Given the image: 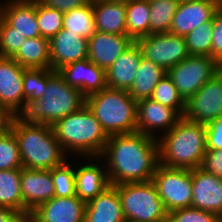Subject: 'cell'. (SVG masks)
Here are the masks:
<instances>
[{
	"label": "cell",
	"instance_id": "1",
	"mask_svg": "<svg viewBox=\"0 0 222 222\" xmlns=\"http://www.w3.org/2000/svg\"><path fill=\"white\" fill-rule=\"evenodd\" d=\"M100 158L110 185L148 182L160 164L158 141L139 132L111 135Z\"/></svg>",
	"mask_w": 222,
	"mask_h": 222
},
{
	"label": "cell",
	"instance_id": "2",
	"mask_svg": "<svg viewBox=\"0 0 222 222\" xmlns=\"http://www.w3.org/2000/svg\"><path fill=\"white\" fill-rule=\"evenodd\" d=\"M11 131L16 137L23 168L51 170L70 158L62 149L50 125L16 116Z\"/></svg>",
	"mask_w": 222,
	"mask_h": 222
},
{
	"label": "cell",
	"instance_id": "31",
	"mask_svg": "<svg viewBox=\"0 0 222 222\" xmlns=\"http://www.w3.org/2000/svg\"><path fill=\"white\" fill-rule=\"evenodd\" d=\"M179 1L149 0L150 34L169 33Z\"/></svg>",
	"mask_w": 222,
	"mask_h": 222
},
{
	"label": "cell",
	"instance_id": "35",
	"mask_svg": "<svg viewBox=\"0 0 222 222\" xmlns=\"http://www.w3.org/2000/svg\"><path fill=\"white\" fill-rule=\"evenodd\" d=\"M67 159L63 164L51 169L54 185V196L72 197L76 196L75 187V163ZM74 165V166H73Z\"/></svg>",
	"mask_w": 222,
	"mask_h": 222
},
{
	"label": "cell",
	"instance_id": "38",
	"mask_svg": "<svg viewBox=\"0 0 222 222\" xmlns=\"http://www.w3.org/2000/svg\"><path fill=\"white\" fill-rule=\"evenodd\" d=\"M25 39V35L15 31V28L4 19L0 27V56L12 58Z\"/></svg>",
	"mask_w": 222,
	"mask_h": 222
},
{
	"label": "cell",
	"instance_id": "26",
	"mask_svg": "<svg viewBox=\"0 0 222 222\" xmlns=\"http://www.w3.org/2000/svg\"><path fill=\"white\" fill-rule=\"evenodd\" d=\"M167 75V71L142 57L133 84L128 90L133 100L150 99L156 85Z\"/></svg>",
	"mask_w": 222,
	"mask_h": 222
},
{
	"label": "cell",
	"instance_id": "13",
	"mask_svg": "<svg viewBox=\"0 0 222 222\" xmlns=\"http://www.w3.org/2000/svg\"><path fill=\"white\" fill-rule=\"evenodd\" d=\"M181 118L173 108L152 99L137 102V132L141 134L157 139L169 132Z\"/></svg>",
	"mask_w": 222,
	"mask_h": 222
},
{
	"label": "cell",
	"instance_id": "49",
	"mask_svg": "<svg viewBox=\"0 0 222 222\" xmlns=\"http://www.w3.org/2000/svg\"><path fill=\"white\" fill-rule=\"evenodd\" d=\"M20 222H32L29 218H23Z\"/></svg>",
	"mask_w": 222,
	"mask_h": 222
},
{
	"label": "cell",
	"instance_id": "24",
	"mask_svg": "<svg viewBox=\"0 0 222 222\" xmlns=\"http://www.w3.org/2000/svg\"><path fill=\"white\" fill-rule=\"evenodd\" d=\"M4 19L26 38L41 36L36 18V0L4 1Z\"/></svg>",
	"mask_w": 222,
	"mask_h": 222
},
{
	"label": "cell",
	"instance_id": "37",
	"mask_svg": "<svg viewBox=\"0 0 222 222\" xmlns=\"http://www.w3.org/2000/svg\"><path fill=\"white\" fill-rule=\"evenodd\" d=\"M23 167L18 144L10 130L0 136V170L21 169Z\"/></svg>",
	"mask_w": 222,
	"mask_h": 222
},
{
	"label": "cell",
	"instance_id": "22",
	"mask_svg": "<svg viewBox=\"0 0 222 222\" xmlns=\"http://www.w3.org/2000/svg\"><path fill=\"white\" fill-rule=\"evenodd\" d=\"M84 222H126L118 190L109 185L85 205Z\"/></svg>",
	"mask_w": 222,
	"mask_h": 222
},
{
	"label": "cell",
	"instance_id": "42",
	"mask_svg": "<svg viewBox=\"0 0 222 222\" xmlns=\"http://www.w3.org/2000/svg\"><path fill=\"white\" fill-rule=\"evenodd\" d=\"M206 149H222V115L206 124Z\"/></svg>",
	"mask_w": 222,
	"mask_h": 222
},
{
	"label": "cell",
	"instance_id": "8",
	"mask_svg": "<svg viewBox=\"0 0 222 222\" xmlns=\"http://www.w3.org/2000/svg\"><path fill=\"white\" fill-rule=\"evenodd\" d=\"M167 212L191 207L192 169L158 165L151 180Z\"/></svg>",
	"mask_w": 222,
	"mask_h": 222
},
{
	"label": "cell",
	"instance_id": "30",
	"mask_svg": "<svg viewBox=\"0 0 222 222\" xmlns=\"http://www.w3.org/2000/svg\"><path fill=\"white\" fill-rule=\"evenodd\" d=\"M63 29L89 39L96 32L92 1L64 13Z\"/></svg>",
	"mask_w": 222,
	"mask_h": 222
},
{
	"label": "cell",
	"instance_id": "10",
	"mask_svg": "<svg viewBox=\"0 0 222 222\" xmlns=\"http://www.w3.org/2000/svg\"><path fill=\"white\" fill-rule=\"evenodd\" d=\"M135 42L140 47L144 59L157 64L166 71L190 55L185 36L153 33L137 39Z\"/></svg>",
	"mask_w": 222,
	"mask_h": 222
},
{
	"label": "cell",
	"instance_id": "25",
	"mask_svg": "<svg viewBox=\"0 0 222 222\" xmlns=\"http://www.w3.org/2000/svg\"><path fill=\"white\" fill-rule=\"evenodd\" d=\"M96 31L126 34V2L92 0Z\"/></svg>",
	"mask_w": 222,
	"mask_h": 222
},
{
	"label": "cell",
	"instance_id": "15",
	"mask_svg": "<svg viewBox=\"0 0 222 222\" xmlns=\"http://www.w3.org/2000/svg\"><path fill=\"white\" fill-rule=\"evenodd\" d=\"M191 207L222 216V179L203 168L192 169Z\"/></svg>",
	"mask_w": 222,
	"mask_h": 222
},
{
	"label": "cell",
	"instance_id": "7",
	"mask_svg": "<svg viewBox=\"0 0 222 222\" xmlns=\"http://www.w3.org/2000/svg\"><path fill=\"white\" fill-rule=\"evenodd\" d=\"M126 222H167L168 212L152 181L114 185Z\"/></svg>",
	"mask_w": 222,
	"mask_h": 222
},
{
	"label": "cell",
	"instance_id": "17",
	"mask_svg": "<svg viewBox=\"0 0 222 222\" xmlns=\"http://www.w3.org/2000/svg\"><path fill=\"white\" fill-rule=\"evenodd\" d=\"M85 163L75 166L76 196L85 203L95 198L109 185L105 162L100 157H85ZM100 163H99V162ZM103 163V164H102ZM104 165V166H103Z\"/></svg>",
	"mask_w": 222,
	"mask_h": 222
},
{
	"label": "cell",
	"instance_id": "23",
	"mask_svg": "<svg viewBox=\"0 0 222 222\" xmlns=\"http://www.w3.org/2000/svg\"><path fill=\"white\" fill-rule=\"evenodd\" d=\"M141 59V49L136 42H133L106 70L107 87L128 91L133 84Z\"/></svg>",
	"mask_w": 222,
	"mask_h": 222
},
{
	"label": "cell",
	"instance_id": "19",
	"mask_svg": "<svg viewBox=\"0 0 222 222\" xmlns=\"http://www.w3.org/2000/svg\"><path fill=\"white\" fill-rule=\"evenodd\" d=\"M49 48L51 69L58 71L69 63L87 58L88 39L62 28L49 40Z\"/></svg>",
	"mask_w": 222,
	"mask_h": 222
},
{
	"label": "cell",
	"instance_id": "45",
	"mask_svg": "<svg viewBox=\"0 0 222 222\" xmlns=\"http://www.w3.org/2000/svg\"><path fill=\"white\" fill-rule=\"evenodd\" d=\"M24 217L12 208L0 206V222H20Z\"/></svg>",
	"mask_w": 222,
	"mask_h": 222
},
{
	"label": "cell",
	"instance_id": "18",
	"mask_svg": "<svg viewBox=\"0 0 222 222\" xmlns=\"http://www.w3.org/2000/svg\"><path fill=\"white\" fill-rule=\"evenodd\" d=\"M85 205L77 196H54L34 209L28 218L32 222H84Z\"/></svg>",
	"mask_w": 222,
	"mask_h": 222
},
{
	"label": "cell",
	"instance_id": "40",
	"mask_svg": "<svg viewBox=\"0 0 222 222\" xmlns=\"http://www.w3.org/2000/svg\"><path fill=\"white\" fill-rule=\"evenodd\" d=\"M212 58L222 60V8L218 7L213 17Z\"/></svg>",
	"mask_w": 222,
	"mask_h": 222
},
{
	"label": "cell",
	"instance_id": "12",
	"mask_svg": "<svg viewBox=\"0 0 222 222\" xmlns=\"http://www.w3.org/2000/svg\"><path fill=\"white\" fill-rule=\"evenodd\" d=\"M24 69L13 58L0 56V104L16 116H22L26 112Z\"/></svg>",
	"mask_w": 222,
	"mask_h": 222
},
{
	"label": "cell",
	"instance_id": "41",
	"mask_svg": "<svg viewBox=\"0 0 222 222\" xmlns=\"http://www.w3.org/2000/svg\"><path fill=\"white\" fill-rule=\"evenodd\" d=\"M201 168L222 179V149H207Z\"/></svg>",
	"mask_w": 222,
	"mask_h": 222
},
{
	"label": "cell",
	"instance_id": "29",
	"mask_svg": "<svg viewBox=\"0 0 222 222\" xmlns=\"http://www.w3.org/2000/svg\"><path fill=\"white\" fill-rule=\"evenodd\" d=\"M21 169L0 170V206L14 209L23 216Z\"/></svg>",
	"mask_w": 222,
	"mask_h": 222
},
{
	"label": "cell",
	"instance_id": "48",
	"mask_svg": "<svg viewBox=\"0 0 222 222\" xmlns=\"http://www.w3.org/2000/svg\"><path fill=\"white\" fill-rule=\"evenodd\" d=\"M218 7L222 8V0H216Z\"/></svg>",
	"mask_w": 222,
	"mask_h": 222
},
{
	"label": "cell",
	"instance_id": "51",
	"mask_svg": "<svg viewBox=\"0 0 222 222\" xmlns=\"http://www.w3.org/2000/svg\"><path fill=\"white\" fill-rule=\"evenodd\" d=\"M186 1H200V0H179V2H186Z\"/></svg>",
	"mask_w": 222,
	"mask_h": 222
},
{
	"label": "cell",
	"instance_id": "44",
	"mask_svg": "<svg viewBox=\"0 0 222 222\" xmlns=\"http://www.w3.org/2000/svg\"><path fill=\"white\" fill-rule=\"evenodd\" d=\"M16 117L8 108L0 104V136L11 130L13 119Z\"/></svg>",
	"mask_w": 222,
	"mask_h": 222
},
{
	"label": "cell",
	"instance_id": "28",
	"mask_svg": "<svg viewBox=\"0 0 222 222\" xmlns=\"http://www.w3.org/2000/svg\"><path fill=\"white\" fill-rule=\"evenodd\" d=\"M149 0L126 2V34L135 42L150 34Z\"/></svg>",
	"mask_w": 222,
	"mask_h": 222
},
{
	"label": "cell",
	"instance_id": "5",
	"mask_svg": "<svg viewBox=\"0 0 222 222\" xmlns=\"http://www.w3.org/2000/svg\"><path fill=\"white\" fill-rule=\"evenodd\" d=\"M86 105L108 136L137 132V102L128 91L106 87L87 96Z\"/></svg>",
	"mask_w": 222,
	"mask_h": 222
},
{
	"label": "cell",
	"instance_id": "21",
	"mask_svg": "<svg viewBox=\"0 0 222 222\" xmlns=\"http://www.w3.org/2000/svg\"><path fill=\"white\" fill-rule=\"evenodd\" d=\"M217 8L216 0L179 2L169 33L187 35L198 25L213 20Z\"/></svg>",
	"mask_w": 222,
	"mask_h": 222
},
{
	"label": "cell",
	"instance_id": "32",
	"mask_svg": "<svg viewBox=\"0 0 222 222\" xmlns=\"http://www.w3.org/2000/svg\"><path fill=\"white\" fill-rule=\"evenodd\" d=\"M53 69L25 68L23 73V91L26 111L43 96L48 79L55 73Z\"/></svg>",
	"mask_w": 222,
	"mask_h": 222
},
{
	"label": "cell",
	"instance_id": "46",
	"mask_svg": "<svg viewBox=\"0 0 222 222\" xmlns=\"http://www.w3.org/2000/svg\"><path fill=\"white\" fill-rule=\"evenodd\" d=\"M3 1V3H2ZM0 1V27L4 20V0Z\"/></svg>",
	"mask_w": 222,
	"mask_h": 222
},
{
	"label": "cell",
	"instance_id": "6",
	"mask_svg": "<svg viewBox=\"0 0 222 222\" xmlns=\"http://www.w3.org/2000/svg\"><path fill=\"white\" fill-rule=\"evenodd\" d=\"M85 104L86 97L81 91L67 84L56 71L48 79L42 98L33 103L22 116L35 123L53 126Z\"/></svg>",
	"mask_w": 222,
	"mask_h": 222
},
{
	"label": "cell",
	"instance_id": "34",
	"mask_svg": "<svg viewBox=\"0 0 222 222\" xmlns=\"http://www.w3.org/2000/svg\"><path fill=\"white\" fill-rule=\"evenodd\" d=\"M212 28L213 20L198 25L185 35L187 49L190 55L210 56L212 58Z\"/></svg>",
	"mask_w": 222,
	"mask_h": 222
},
{
	"label": "cell",
	"instance_id": "4",
	"mask_svg": "<svg viewBox=\"0 0 222 222\" xmlns=\"http://www.w3.org/2000/svg\"><path fill=\"white\" fill-rule=\"evenodd\" d=\"M157 141L161 165L170 168H198L202 166L207 151L206 125L182 117Z\"/></svg>",
	"mask_w": 222,
	"mask_h": 222
},
{
	"label": "cell",
	"instance_id": "43",
	"mask_svg": "<svg viewBox=\"0 0 222 222\" xmlns=\"http://www.w3.org/2000/svg\"><path fill=\"white\" fill-rule=\"evenodd\" d=\"M43 6L55 8L62 13H66L72 9L82 7L89 4L92 0H36Z\"/></svg>",
	"mask_w": 222,
	"mask_h": 222
},
{
	"label": "cell",
	"instance_id": "50",
	"mask_svg": "<svg viewBox=\"0 0 222 222\" xmlns=\"http://www.w3.org/2000/svg\"><path fill=\"white\" fill-rule=\"evenodd\" d=\"M106 1H118V2H127V1H130V0H106Z\"/></svg>",
	"mask_w": 222,
	"mask_h": 222
},
{
	"label": "cell",
	"instance_id": "20",
	"mask_svg": "<svg viewBox=\"0 0 222 222\" xmlns=\"http://www.w3.org/2000/svg\"><path fill=\"white\" fill-rule=\"evenodd\" d=\"M134 41L127 34L96 31L88 39V60L107 70Z\"/></svg>",
	"mask_w": 222,
	"mask_h": 222
},
{
	"label": "cell",
	"instance_id": "14",
	"mask_svg": "<svg viewBox=\"0 0 222 222\" xmlns=\"http://www.w3.org/2000/svg\"><path fill=\"white\" fill-rule=\"evenodd\" d=\"M20 185L24 218H28L34 209L54 197L51 170H35L22 167Z\"/></svg>",
	"mask_w": 222,
	"mask_h": 222
},
{
	"label": "cell",
	"instance_id": "27",
	"mask_svg": "<svg viewBox=\"0 0 222 222\" xmlns=\"http://www.w3.org/2000/svg\"><path fill=\"white\" fill-rule=\"evenodd\" d=\"M12 58L24 68L51 69L49 40L41 36L26 38Z\"/></svg>",
	"mask_w": 222,
	"mask_h": 222
},
{
	"label": "cell",
	"instance_id": "33",
	"mask_svg": "<svg viewBox=\"0 0 222 222\" xmlns=\"http://www.w3.org/2000/svg\"><path fill=\"white\" fill-rule=\"evenodd\" d=\"M155 102L173 108L181 117L185 114L186 101L179 94L173 81L165 77L156 85L150 97Z\"/></svg>",
	"mask_w": 222,
	"mask_h": 222
},
{
	"label": "cell",
	"instance_id": "39",
	"mask_svg": "<svg viewBox=\"0 0 222 222\" xmlns=\"http://www.w3.org/2000/svg\"><path fill=\"white\" fill-rule=\"evenodd\" d=\"M220 216L192 207L168 212L167 222H219Z\"/></svg>",
	"mask_w": 222,
	"mask_h": 222
},
{
	"label": "cell",
	"instance_id": "36",
	"mask_svg": "<svg viewBox=\"0 0 222 222\" xmlns=\"http://www.w3.org/2000/svg\"><path fill=\"white\" fill-rule=\"evenodd\" d=\"M63 15L61 11L36 1V18L41 37L48 40L53 38L63 28Z\"/></svg>",
	"mask_w": 222,
	"mask_h": 222
},
{
	"label": "cell",
	"instance_id": "11",
	"mask_svg": "<svg viewBox=\"0 0 222 222\" xmlns=\"http://www.w3.org/2000/svg\"><path fill=\"white\" fill-rule=\"evenodd\" d=\"M222 115V77L217 73L186 101L184 118L209 124Z\"/></svg>",
	"mask_w": 222,
	"mask_h": 222
},
{
	"label": "cell",
	"instance_id": "16",
	"mask_svg": "<svg viewBox=\"0 0 222 222\" xmlns=\"http://www.w3.org/2000/svg\"><path fill=\"white\" fill-rule=\"evenodd\" d=\"M64 81L87 97L107 87L106 70L90 62L88 58L69 63L58 70Z\"/></svg>",
	"mask_w": 222,
	"mask_h": 222
},
{
	"label": "cell",
	"instance_id": "52",
	"mask_svg": "<svg viewBox=\"0 0 222 222\" xmlns=\"http://www.w3.org/2000/svg\"><path fill=\"white\" fill-rule=\"evenodd\" d=\"M219 222H222V216H220V218H219Z\"/></svg>",
	"mask_w": 222,
	"mask_h": 222
},
{
	"label": "cell",
	"instance_id": "3",
	"mask_svg": "<svg viewBox=\"0 0 222 222\" xmlns=\"http://www.w3.org/2000/svg\"><path fill=\"white\" fill-rule=\"evenodd\" d=\"M52 128L64 152L69 157L80 156V160L100 157L109 137L86 104L61 118Z\"/></svg>",
	"mask_w": 222,
	"mask_h": 222
},
{
	"label": "cell",
	"instance_id": "47",
	"mask_svg": "<svg viewBox=\"0 0 222 222\" xmlns=\"http://www.w3.org/2000/svg\"><path fill=\"white\" fill-rule=\"evenodd\" d=\"M218 73L222 77V60H220L218 63Z\"/></svg>",
	"mask_w": 222,
	"mask_h": 222
},
{
	"label": "cell",
	"instance_id": "9",
	"mask_svg": "<svg viewBox=\"0 0 222 222\" xmlns=\"http://www.w3.org/2000/svg\"><path fill=\"white\" fill-rule=\"evenodd\" d=\"M218 61L210 56L189 55L167 71L179 94L187 101L218 73Z\"/></svg>",
	"mask_w": 222,
	"mask_h": 222
}]
</instances>
